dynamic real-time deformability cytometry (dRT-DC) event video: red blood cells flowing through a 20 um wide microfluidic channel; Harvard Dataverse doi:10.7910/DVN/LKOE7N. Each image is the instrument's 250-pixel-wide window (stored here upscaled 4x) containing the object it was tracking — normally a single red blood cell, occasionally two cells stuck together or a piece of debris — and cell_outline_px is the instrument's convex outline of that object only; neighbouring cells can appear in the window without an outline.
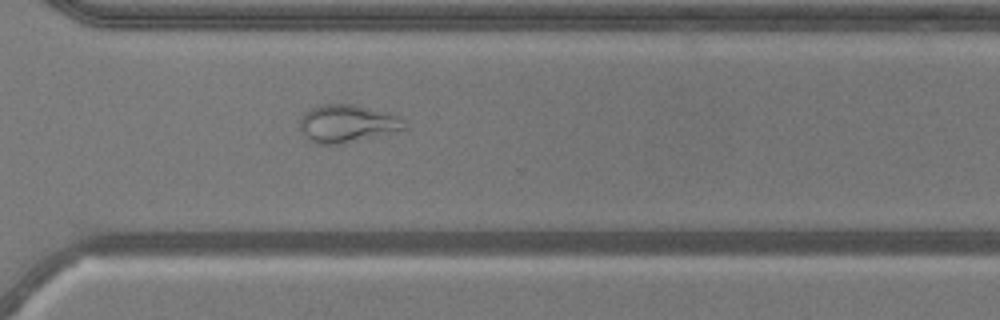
{"species": "common noctule bat (a hibernating species)", "species_latin": "Nyctalus noctula", "temperature_condition": "warm", "stored_images_in_passage": 49, "camera_frame_rate_fps": 3000, "um_per_image_px": 0.085, "animal": {"sex": "male", "body_mass_g": 20.5, "forearm_length_mm": 52.5}, "frame": {"image": 1, "passage_image": 34, "time_ms": 11.0, "image_size_px": [1000, 320], "cell_outline_px": [[408, 128], [340, 144], [316, 144], [308, 140], [300, 128], [300, 120], [304, 112], [320, 104], [356, 104], [392, 112], [404, 116]], "centroid_in_image_um": [29.57, 10.47], "position_along_channel_um": 341.0, "area_um2": 23.35}}
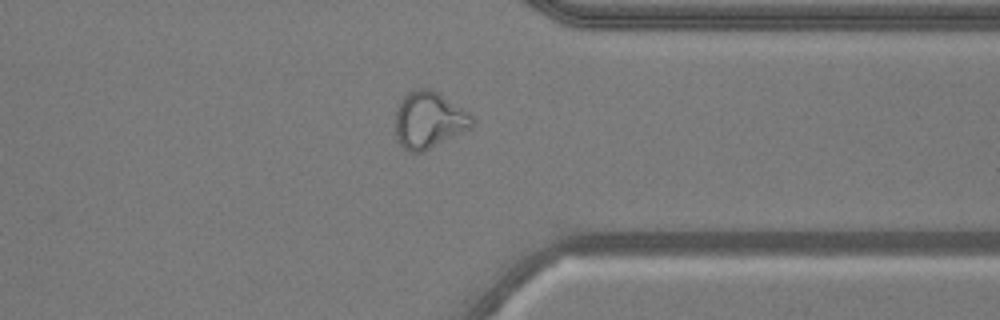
{"frame": {"image": 2, "passage_image": 37, "time_ms": 12.0, "image_size_px": [1000, 320], "cell_outline_px": [[472, 128], [420, 152], [408, 152], [400, 144], [396, 136], [396, 112], [400, 100], [408, 92], [416, 88], [432, 88], [468, 112], [472, 116]], "centroid_in_image_um": [36.44, 10.18], "position_along_channel_um": 375.0, "area_um2": 25.09}}
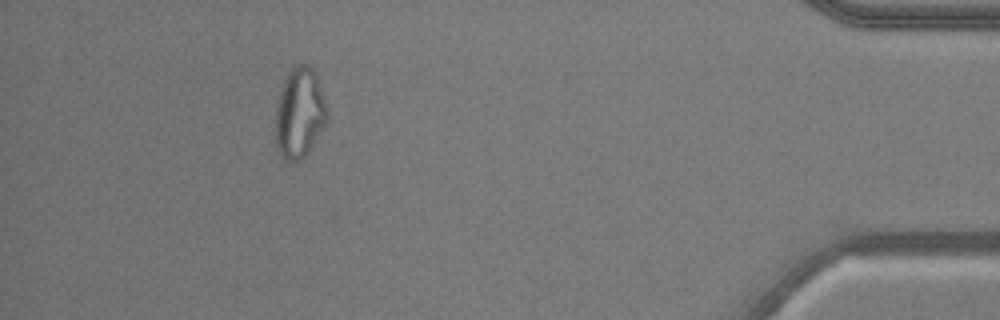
{"frame": {"image": 3, "passage_image": 44, "time_ms": 14.333, "image_size_px": [1000, 320], "cell_outline_px": [[328, 120], [324, 128], [304, 160], [296, 164], [292, 164], [280, 156], [276, 148], [276, 108], [280, 88], [288, 72], [296, 64], [308, 64], [316, 72], [328, 108]], "centroid_in_image_um": [25.48, 9.66], "position_along_channel_um": 409.7, "area_um2": 28.09}, "authors_computed_cell_mechanics": {"area_um2": 25.432, "velocity_mm_per_s": 3.7684, "shape_relaxation_time_tau1_ms": null, "shape_relaxation_time_tau2_ms": 2.1372, "deformation_change_tau1": null, "deformation_change_tau2": 0.0906}}